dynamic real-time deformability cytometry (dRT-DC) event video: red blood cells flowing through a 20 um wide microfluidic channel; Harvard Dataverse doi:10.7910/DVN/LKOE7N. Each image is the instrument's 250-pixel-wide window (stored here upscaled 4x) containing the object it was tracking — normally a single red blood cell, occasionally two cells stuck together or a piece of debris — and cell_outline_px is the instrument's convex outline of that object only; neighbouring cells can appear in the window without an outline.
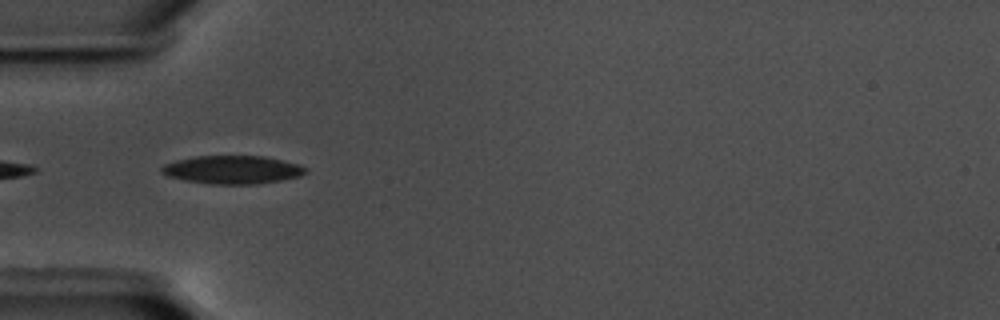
{"species": "common noctule bat (a hibernating species)", "species_latin": "Nyctalus noctula", "temperature_condition": "warm", "stored_images_in_passage": 11, "camera_frame_rate_fps": 3000, "um_per_image_px": 0.085, "animal": {"sex": "male", "body_mass_g": 17.5, "forearm_length_mm": 52.3}, "frame": {"image": 1, "passage_image": 2, "time_ms": 0.333, "image_size_px": [1000, 320], "cell_outline_px": [[308, 172], [300, 176], [280, 180], [256, 184], [212, 184], [184, 180], [168, 176], [160, 172], [160, 168], [164, 164], [176, 160], [196, 156], [264, 156], [300, 164], [308, 168]], "centroid_in_image_um": [19.77, 14.42], "position_along_channel_um": 65.2, "area_um2": 23.76}}